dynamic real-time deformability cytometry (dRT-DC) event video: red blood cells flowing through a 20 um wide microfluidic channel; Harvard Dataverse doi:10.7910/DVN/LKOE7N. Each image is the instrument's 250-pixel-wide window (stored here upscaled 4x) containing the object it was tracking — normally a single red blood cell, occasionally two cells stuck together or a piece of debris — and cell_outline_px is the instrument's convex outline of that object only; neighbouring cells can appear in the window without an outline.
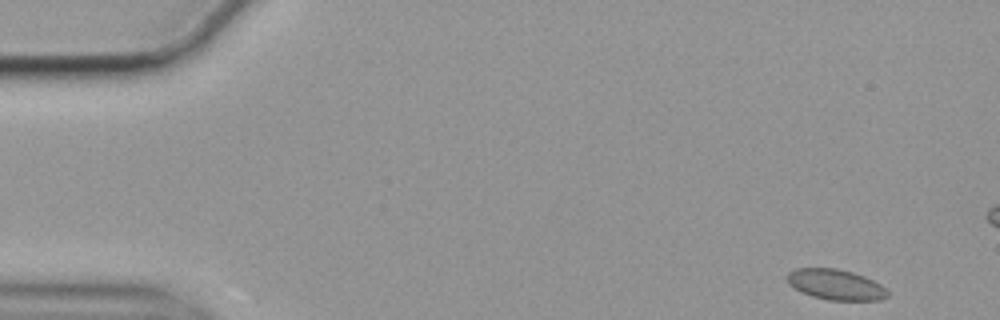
{"species": "common noctule bat (a hibernating species)", "species_latin": "Nyctalus noctula", "temperature_condition": "cold", "stored_images_in_passage": 55, "camera_frame_rate_fps": 3000, "um_per_image_px": 0.085, "animal": {"sex": "female", "body_mass_g": 19.9}, "frame": {"image": 1, "passage_image": 1, "time_ms": 0.0, "image_size_px": [1000, 320], "cell_outline_px": [[888, 296], [880, 300], [828, 300], [812, 296], [800, 292], [788, 284], [784, 276], [788, 272], [796, 268], [836, 268], [852, 272], [864, 276], [880, 284], [888, 292]], "centroid_in_image_um": [70.97, 24.18], "position_along_channel_um": 14.0, "area_um2": 17.98}}
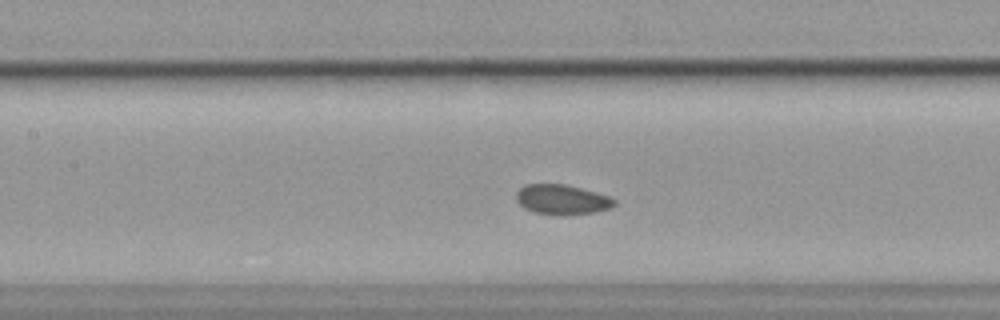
{"frame": {"image": 2, "passage_image": 23, "time_ms": 7.333, "image_size_px": [1000, 320], "cell_outline_px": [[616, 204], [612, 208], [596, 212], [564, 216], [532, 212], [524, 208], [516, 200], [516, 192], [520, 188], [528, 184], [564, 184], [580, 188], [608, 196], [616, 200]], "centroid_in_image_um": [47.77, 16.98], "position_along_channel_um": 159.6, "area_um2": 17.22}}
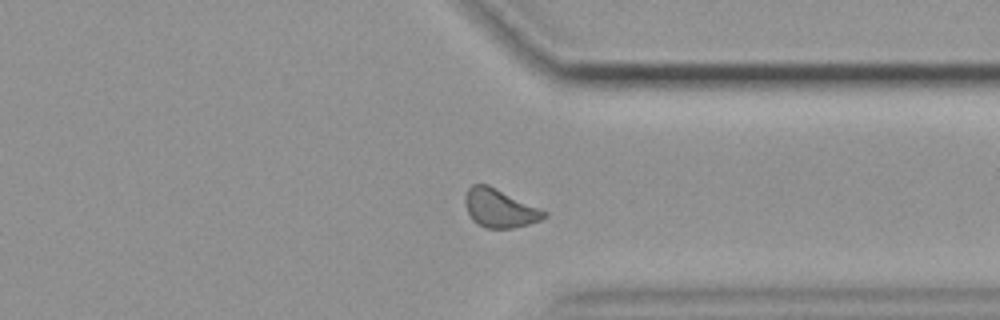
{"frame": {"image": 3, "passage_image": 41, "time_ms": 13.333, "image_size_px": [1000, 320], "cell_outline_px": [[548, 216], [540, 220], [528, 224], [512, 228], [484, 228], [476, 224], [472, 220], [464, 204], [464, 196], [468, 188], [472, 184], [488, 184], [548, 212]], "centroid_in_image_um": [42.44, 17.7], "position_along_channel_um": 369.0, "area_um2": 17.8}, "authors_computed_cell_mechanics": {"area_um2": 17.5134, "velocity_mm_per_s": 3.4999, "shape_relaxation_time_tau1_ms": null, "shape_relaxation_time_tau2_ms": 3.7515, "deformation_change_tau1": null, "deformation_change_tau2": 0.0529}}